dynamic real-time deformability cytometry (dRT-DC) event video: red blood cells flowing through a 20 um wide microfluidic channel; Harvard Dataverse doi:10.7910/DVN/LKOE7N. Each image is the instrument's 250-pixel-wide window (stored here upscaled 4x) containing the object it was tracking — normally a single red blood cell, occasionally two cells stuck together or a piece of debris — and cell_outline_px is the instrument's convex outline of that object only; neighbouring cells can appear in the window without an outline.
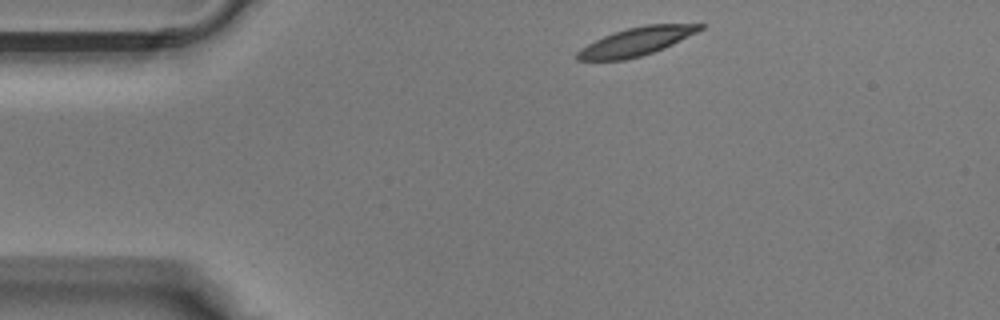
{"species": "Egyptian fruit bat (a non-hibernating species)", "species_latin": "Rousettus aegyptiacus", "temperature_condition": "warm", "stored_images_in_passage": 24, "camera_frame_rate_fps": 3000, "um_per_image_px": 0.085, "animal": {"sex": "male"}, "frame": {"image": 1, "passage_image": 1, "time_ms": 0.0, "image_size_px": [1000, 320], "cell_outline_px": [[700, 28], [660, 48], [636, 56], [616, 60], [584, 60], [580, 56], [580, 52], [592, 44], [608, 36], [620, 32], [636, 28], [656, 24], [700, 24]], "centroid_in_image_um": [54.1, 3.53], "position_along_channel_um": 30.9, "area_um2": 17.34}}
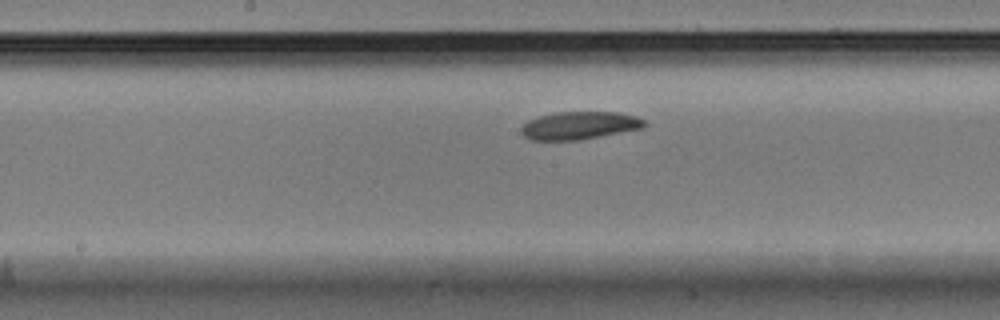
{"frame": {"image": 2, "passage_image": 14, "time_ms": 4.333, "image_size_px": [1000, 320], "cell_outline_px": [[644, 124], [632, 128], [588, 136], [548, 140], [544, 140], [528, 136], [524, 132], [524, 128], [528, 124], [536, 120], [552, 116], [584, 112], [596, 112], [624, 116], [640, 120]], "centroid_in_image_um": [49.19, 10.66], "position_along_channel_um": 199.0, "area_um2": 16.01}}
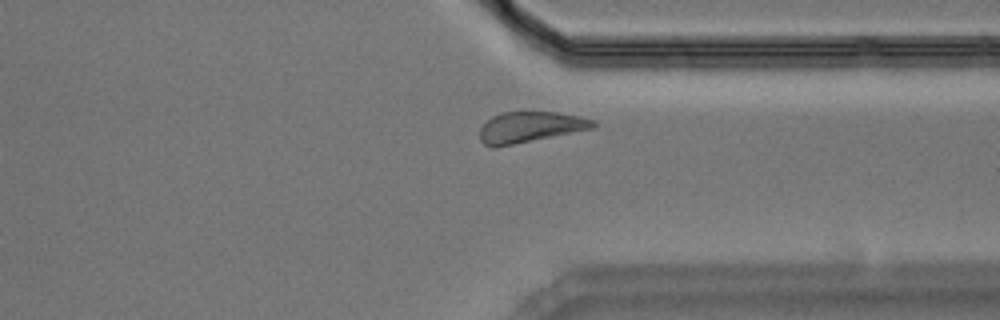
{"frame": {"image": 3, "passage_image": 24, "time_ms": 7.667, "image_size_px": [1000, 320], "cell_outline_px": [[592, 124], [580, 128], [508, 144], [488, 144], [484, 140], [512, 112], [544, 112], [568, 116], [584, 120]], "centroid_in_image_um": [45.24, 10.78], "position_along_channel_um": 366.2, "area_um2": 14.74}}